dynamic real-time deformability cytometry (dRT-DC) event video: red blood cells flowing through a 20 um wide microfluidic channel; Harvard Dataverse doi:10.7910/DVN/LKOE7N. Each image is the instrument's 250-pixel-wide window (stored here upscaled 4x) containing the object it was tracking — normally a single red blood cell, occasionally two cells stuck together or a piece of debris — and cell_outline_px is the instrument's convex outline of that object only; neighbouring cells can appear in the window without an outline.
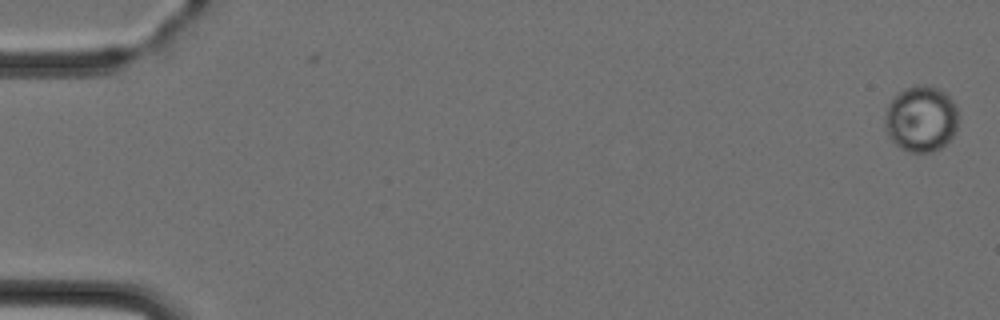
{"species": "Egyptian fruit bat (a non-hibernating species)", "species_latin": "Rousettus aegyptiacus", "temperature_condition": "cold", "stored_images_in_passage": 2, "camera_frame_rate_fps": 3000, "um_per_image_px": 0.085, "animal": {"sex": "female"}, "frame": {"image": 1, "passage_image": 1, "time_ms": 0.0, "image_size_px": [1000, 320], "cell_outline_px": [[956, 132], [940, 148], [932, 152], [908, 152], [900, 148], [888, 136], [884, 128], [884, 116], [888, 104], [904, 88], [916, 84], [924, 84], [948, 92], [956, 104]], "centroid_in_image_um": [78.28, 10.09], "position_along_channel_um": 6.7, "area_um2": 28.5}}